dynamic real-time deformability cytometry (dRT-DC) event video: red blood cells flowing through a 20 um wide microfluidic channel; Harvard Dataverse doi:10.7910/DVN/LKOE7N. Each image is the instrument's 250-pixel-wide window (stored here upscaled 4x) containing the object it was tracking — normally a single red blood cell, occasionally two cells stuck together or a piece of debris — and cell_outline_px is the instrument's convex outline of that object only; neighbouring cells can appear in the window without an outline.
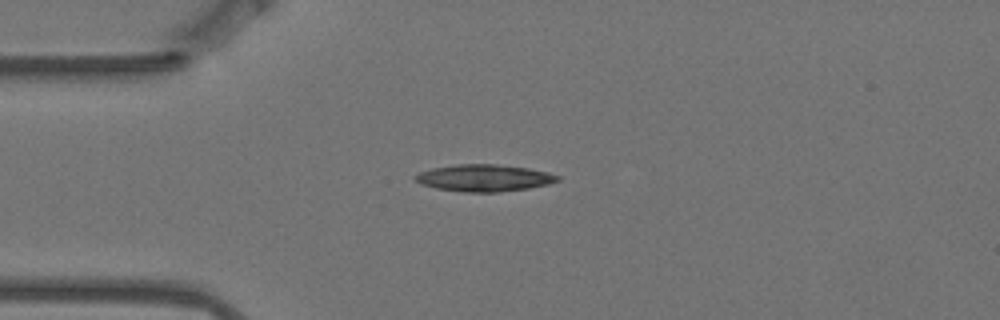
{"species": "Egyptian fruit bat (a non-hibernating species)", "species_latin": "Rousettus aegyptiacus", "temperature_condition": "warm", "stored_images_in_passage": 13, "camera_frame_rate_fps": 3000, "um_per_image_px": 0.085, "animal": {"sex": "female"}, "frame": {"image": 1, "passage_image": 2, "time_ms": 0.333, "image_size_px": [1000, 320], "cell_outline_px": [[560, 180], [548, 184], [528, 188], [500, 192], [464, 192], [436, 188], [420, 184], [412, 176], [420, 172], [432, 168], [456, 164], [496, 164], [528, 168], [548, 172], [560, 176]], "centroid_in_image_um": [41.14, 15.12], "position_along_channel_um": 43.9, "area_um2": 22.37}}
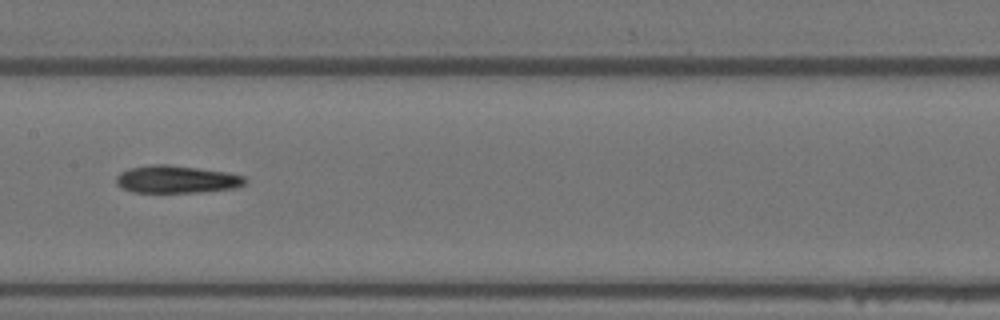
{"frame": {"image": 2, "passage_image": 6, "time_ms": 1.667, "image_size_px": [1000, 320], "cell_outline_px": [[248, 180], [244, 184], [236, 188], [200, 192], [132, 192], [116, 184], [116, 176], [120, 172], [128, 168], [152, 164], [168, 164], [224, 172], [244, 176]], "centroid_in_image_um": [14.99, 15.24], "position_along_channel_um": 192.4, "area_um2": 20.63}}
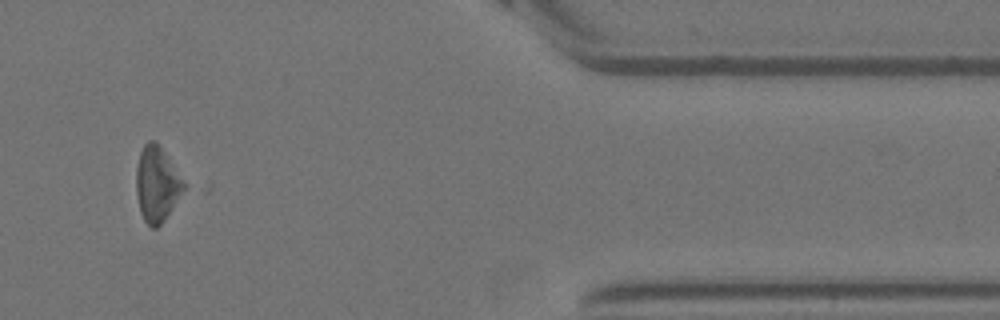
{"frame": {"image": 3, "passage_image": 11, "time_ms": 3.333, "image_size_px": [1000, 320], "cell_outline_px": [[184, 188], [164, 220], [156, 228], [152, 228], [144, 220], [140, 212], [136, 192], [136, 168], [140, 152], [144, 144], [148, 140], [156, 140], [160, 144], [184, 180]], "centroid_in_image_um": [13.31, 15.6], "position_along_channel_um": 398.1, "area_um2": 20.75}}